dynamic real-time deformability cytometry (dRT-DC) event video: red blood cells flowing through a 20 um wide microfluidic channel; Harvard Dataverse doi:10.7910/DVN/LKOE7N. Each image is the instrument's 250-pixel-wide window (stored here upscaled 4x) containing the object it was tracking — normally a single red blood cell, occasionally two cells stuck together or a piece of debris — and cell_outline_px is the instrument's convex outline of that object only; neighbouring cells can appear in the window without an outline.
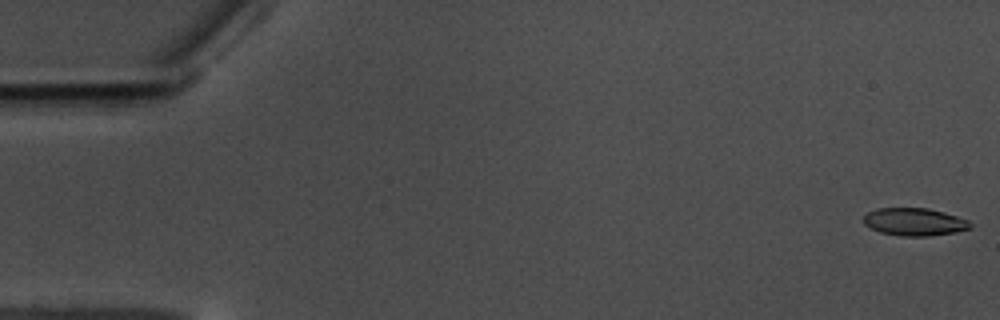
{"species": "common noctule bat (a hibernating species)", "species_latin": "Nyctalus noctula", "temperature_condition": "warm", "stored_images_in_passage": 48, "camera_frame_rate_fps": 3000, "um_per_image_px": 0.085, "animal": {"sex": "male", "body_mass_g": 17.5, "forearm_length_mm": 52.3}, "frame": {"image": 1, "passage_image": 1, "time_ms": 0.0, "image_size_px": [1000, 320], "cell_outline_px": [[972, 228], [956, 232], [928, 236], [900, 236], [880, 232], [864, 224], [864, 216], [868, 212], [876, 208], [928, 208], [944, 212], [968, 220], [972, 224]], "centroid_in_image_um": [77.74, 18.86], "position_along_channel_um": 7.3, "area_um2": 17.22}}
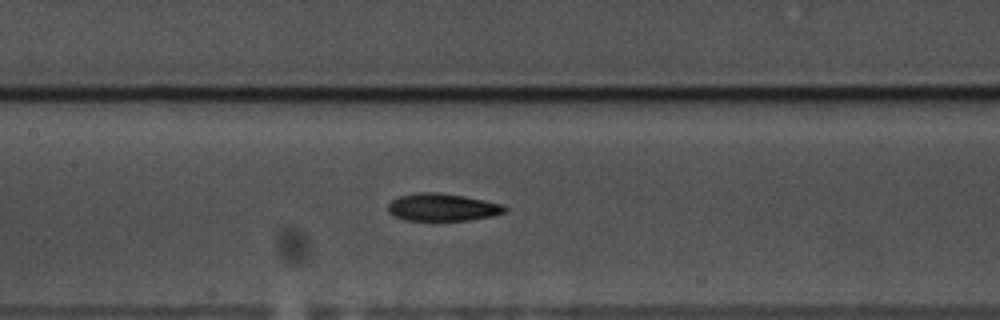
{"frame": {"image": 2, "passage_image": 28, "time_ms": 9.0, "image_size_px": [1000, 320], "cell_outline_px": [[508, 208], [504, 212], [492, 216], [468, 220], [436, 224], [408, 220], [396, 216], [388, 212], [388, 204], [392, 200], [400, 196], [416, 192], [440, 192], [464, 196], [504, 204]], "centroid_in_image_um": [37.6, 17.66], "position_along_channel_um": 169.8, "area_um2": 19.54}}
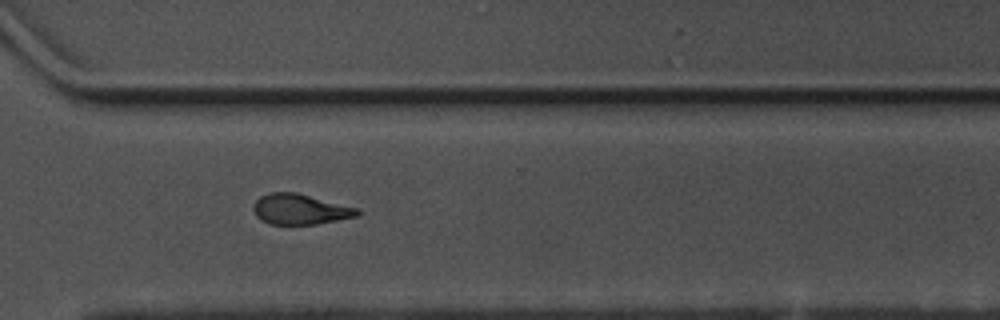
{"frame": {"image": 3, "passage_image": 43, "time_ms": 14.0, "image_size_px": [1000, 320], "cell_outline_px": [[360, 212], [356, 216], [316, 224], [268, 224], [260, 220], [256, 216], [252, 208], [252, 204], [260, 196], [268, 192], [296, 192], [356, 208]], "centroid_in_image_um": [25.41, 17.78], "position_along_channel_um": 345.2, "area_um2": 18.32}}